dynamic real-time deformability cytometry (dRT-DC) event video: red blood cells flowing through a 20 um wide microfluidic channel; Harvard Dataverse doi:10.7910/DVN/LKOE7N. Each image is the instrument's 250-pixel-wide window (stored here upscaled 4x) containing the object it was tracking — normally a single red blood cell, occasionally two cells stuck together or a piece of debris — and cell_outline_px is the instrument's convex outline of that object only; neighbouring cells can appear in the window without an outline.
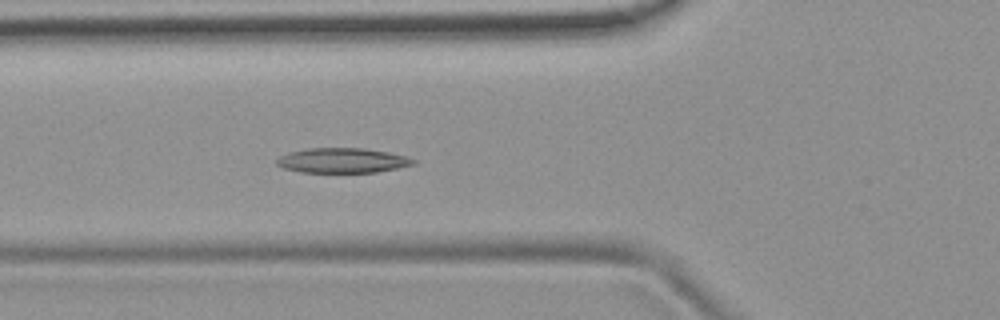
{"species": "common noctule bat (a hibernating species)", "species_latin": "Nyctalus noctula", "temperature_condition": "room temperature", "stored_images_in_passage": 52, "camera_frame_rate_fps": 3000, "um_per_image_px": 0.085, "animal": {"sex": "female", "body_mass_g": 19.9}, "frame": {"image": 1, "passage_image": 19, "time_ms": 6.0, "image_size_px": [1000, 320], "cell_outline_px": [[416, 164], [376, 172], [300, 172], [284, 168], [276, 164], [276, 160], [280, 156], [288, 152], [308, 148], [364, 148], [388, 152], [404, 156], [416, 160]], "centroid_in_image_um": [29.08, 13.63], "position_along_channel_um": 96.7, "area_um2": 19.71}}
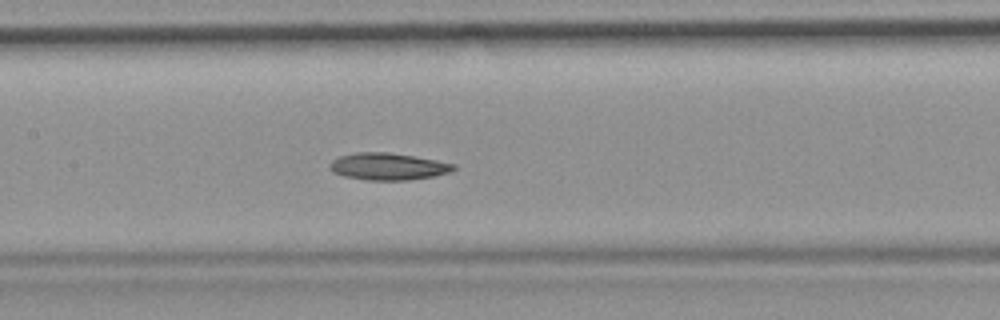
{"frame": {"image": 2, "passage_image": 25, "time_ms": 8.0, "image_size_px": [1000, 320], "cell_outline_px": [[456, 168], [448, 172], [432, 176], [408, 180], [368, 180], [344, 176], [332, 172], [328, 168], [328, 164], [332, 160], [340, 156], [356, 152], [388, 152], [436, 160], [456, 164]], "centroid_in_image_um": [32.93, 14.15], "position_along_channel_um": 174.5, "area_um2": 19.42}}
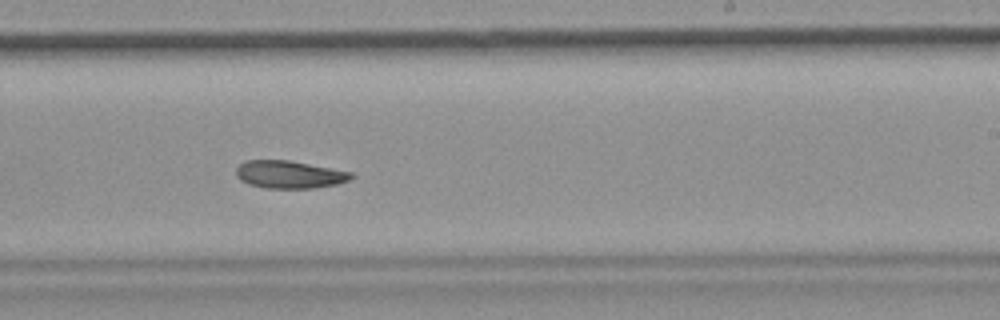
{"frame": {"image": 3, "passage_image": 32, "time_ms": 10.333, "image_size_px": [1000, 320], "cell_outline_px": [[356, 176], [348, 180], [336, 184], [312, 188], [264, 188], [248, 184], [240, 180], [236, 176], [236, 168], [244, 160], [288, 160], [352, 172]], "centroid_in_image_um": [24.57, 14.83], "position_along_channel_um": 264.4, "area_um2": 18.55}, "authors_computed_cell_mechanics": {"area_um2": 20.0277, "velocity_mm_per_s": 3.8815, "shape_relaxation_time_tau1_ms": 6.7204, "shape_relaxation_time_tau2_ms": null, "deformation_change_tau1": 0.136, "deformation_change_tau2": null}}